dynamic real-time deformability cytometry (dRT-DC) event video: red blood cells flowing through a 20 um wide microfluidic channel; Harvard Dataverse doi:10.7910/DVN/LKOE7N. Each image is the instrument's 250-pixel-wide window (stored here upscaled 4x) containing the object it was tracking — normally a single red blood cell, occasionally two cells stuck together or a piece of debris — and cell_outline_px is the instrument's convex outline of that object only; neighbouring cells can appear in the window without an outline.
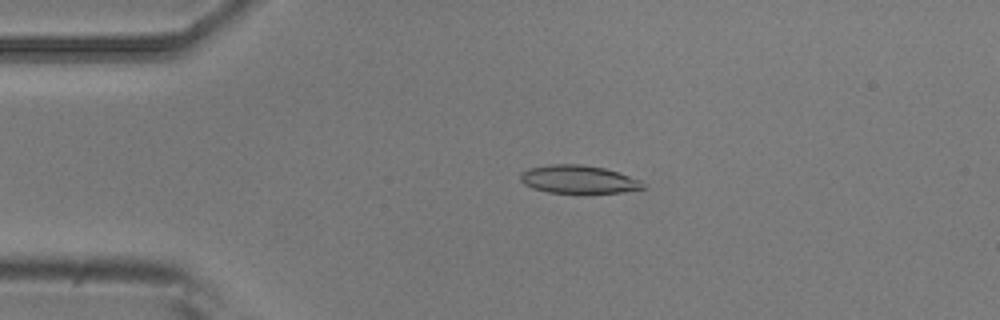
{"species": "common noctule bat (a hibernating species)", "species_latin": "Nyctalus noctula", "temperature_condition": "room temperature", "stored_images_in_passage": 54, "camera_frame_rate_fps": 3000, "um_per_image_px": 0.085, "animal": {"sex": "male", "body_mass_g": 20.5, "forearm_length_mm": 52.5}, "frame": {"image": 1, "passage_image": 12, "time_ms": 3.667, "image_size_px": [1000, 320], "cell_outline_px": [[648, 188], [620, 192], [548, 192], [532, 188], [524, 184], [520, 180], [520, 172], [528, 168], [548, 164], [580, 164], [604, 168], [640, 180]], "centroid_in_image_um": [49.12, 15.23], "position_along_channel_um": 35.9, "area_um2": 19.88}}
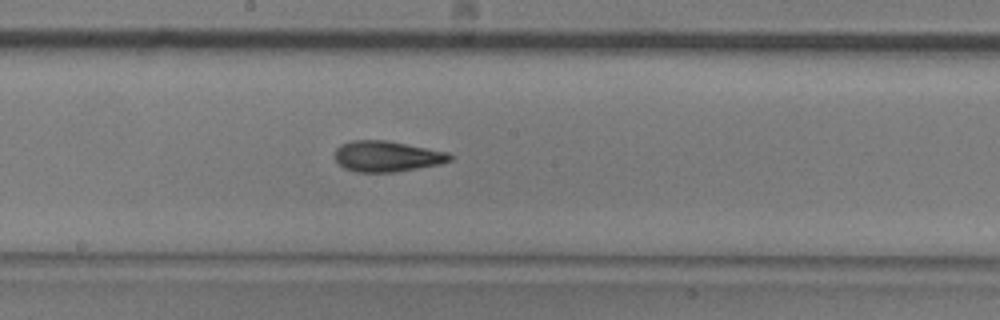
{"frame": {"image": 2, "passage_image": 29, "time_ms": 9.333, "image_size_px": [1000, 320], "cell_outline_px": [[456, 156], [452, 160], [440, 164], [396, 172], [356, 172], [344, 168], [336, 160], [336, 148], [340, 144], [352, 140], [388, 140], [448, 152]], "centroid_in_image_um": [32.93, 13.28], "position_along_channel_um": 215.3, "area_um2": 20.81}}
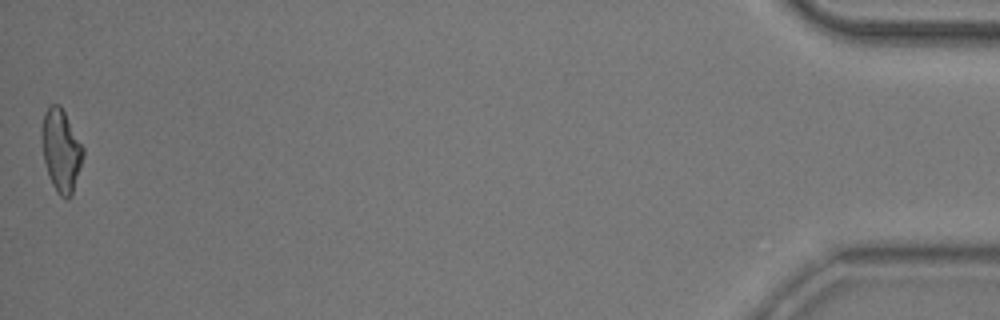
{"frame": {"image": 3, "passage_image": 54, "time_ms": 17.667, "image_size_px": [1000, 320], "cell_outline_px": [[84, 156], [72, 196], [68, 200], [64, 200], [56, 192], [48, 176], [44, 160], [40, 140], [40, 128], [44, 112], [52, 104], [60, 104], [84, 148]], "centroid_in_image_um": [5.17, 12.82], "position_along_channel_um": 430.0, "area_um2": 20.35}, "authors_computed_cell_mechanics": {"area_um2": 20.1144, "velocity_mm_per_s": 3.7499, "shape_relaxation_time_tau1_ms": 4.2138, "shape_relaxation_time_tau2_ms": 2.0323, "deformation_change_tau1": 0.1594, "deformation_change_tau2": 0.1035}}